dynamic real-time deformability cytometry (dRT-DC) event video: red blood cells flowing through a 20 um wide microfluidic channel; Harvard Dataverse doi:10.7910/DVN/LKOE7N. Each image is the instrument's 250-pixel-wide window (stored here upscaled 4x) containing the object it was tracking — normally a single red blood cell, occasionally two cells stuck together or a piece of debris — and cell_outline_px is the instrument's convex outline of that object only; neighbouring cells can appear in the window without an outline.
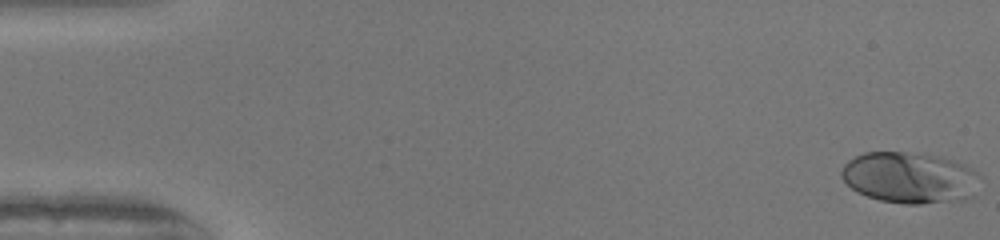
{"species": "human", "species_latin": "Homo sapiens", "temperature_condition": "warm", "stored_images_in_passage": 51, "camera_frame_rate_fps": 3000, "um_per_image_px": 0.085, "donor": {"sex": "female"}, "frame": {"image": 1, "passage_image": 1, "time_ms": 0.0, "image_size_px": [1000, 240], "cell_outline_px": [[980, 176], [972, 196], [964, 200], [920, 204], [904, 204], [880, 200], [856, 192], [840, 176], [840, 172], [844, 164], [848, 160], [864, 152], [904, 152], [940, 156], [964, 164], [972, 168]], "centroid_in_image_um": [77.31, 15.1], "position_along_channel_um": 7.7, "area_um2": 41.44}}
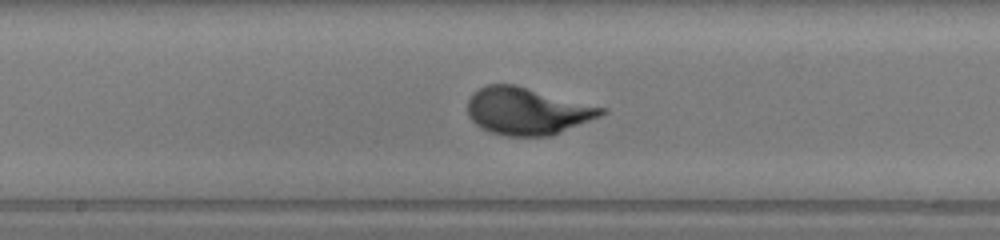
{"frame": {"image": 2, "passage_image": 27, "time_ms": 8.667, "image_size_px": [1000, 240], "cell_outline_px": [[608, 112], [600, 116], [552, 136], [508, 136], [492, 132], [480, 128], [468, 116], [468, 100], [472, 92], [488, 84], [516, 84], [608, 108]], "centroid_in_image_um": [44.84, 9.43], "position_along_channel_um": 203.4, "area_um2": 37.11}}
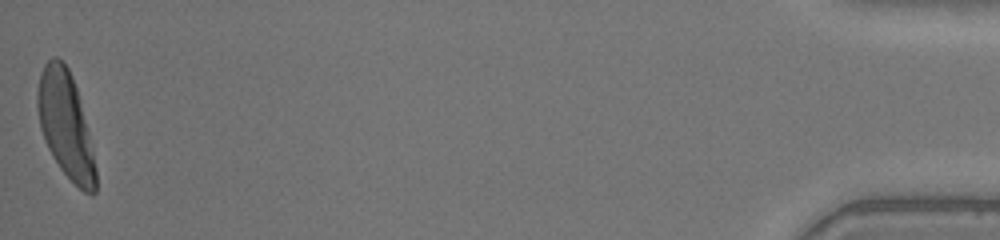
{"frame": {"image": 3, "passage_image": 51, "time_ms": 16.667, "image_size_px": [1000, 240], "cell_outline_px": [[96, 192], [92, 196], [84, 192], [60, 168], [52, 156], [44, 140], [40, 128], [36, 104], [36, 92], [40, 72], [44, 64], [52, 56], [56, 56], [68, 68], [72, 76], [76, 88], [96, 168]], "centroid_in_image_um": [5.53, 10.59], "position_along_channel_um": 429.7, "area_um2": 35.43}, "authors_computed_cell_mechanics": {"area_um2": 35.547, "velocity_mm_per_s": 4.0722, "shape_relaxation_time_tau1_ms": 2.6078, "shape_relaxation_time_tau2_ms": null, "deformation_change_tau1": 0.1858, "deformation_change_tau2": null}}